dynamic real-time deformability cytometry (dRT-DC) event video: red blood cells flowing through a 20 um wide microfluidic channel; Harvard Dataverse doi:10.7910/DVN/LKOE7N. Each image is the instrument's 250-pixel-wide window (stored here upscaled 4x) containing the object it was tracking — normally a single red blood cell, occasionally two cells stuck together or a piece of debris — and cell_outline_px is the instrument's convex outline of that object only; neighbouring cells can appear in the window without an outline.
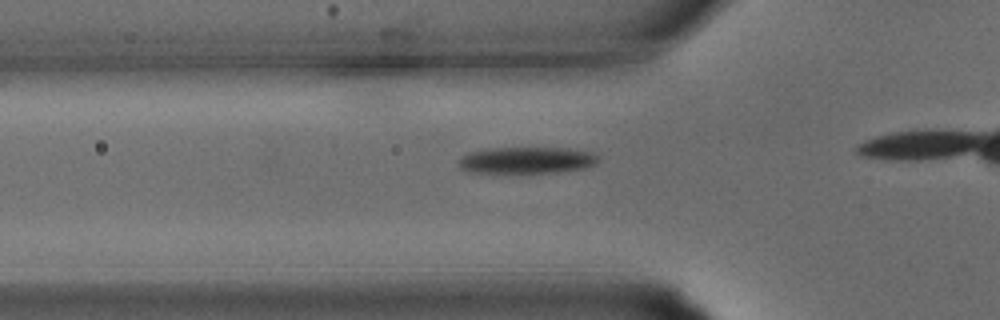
{"species": "common noctule bat (a hibernating species)", "species_latin": "Nyctalus noctula", "temperature_condition": "warm", "stored_images_in_passage": 5, "camera_frame_rate_fps": 3000, "um_per_image_px": 0.085, "animal": {"sex": "male", "body_mass_g": 15.6}, "frame": {"image": 1, "passage_image": 2, "time_ms": 0.333, "image_size_px": [1000, 320], "cell_outline_px": [[600, 160], [596, 164], [584, 168], [552, 172], [472, 172], [460, 168], [460, 160], [468, 152], [488, 148], [560, 148], [588, 152], [600, 156]], "centroid_in_image_um": [44.78, 13.61], "position_along_channel_um": 81.0, "area_um2": 21.15}}
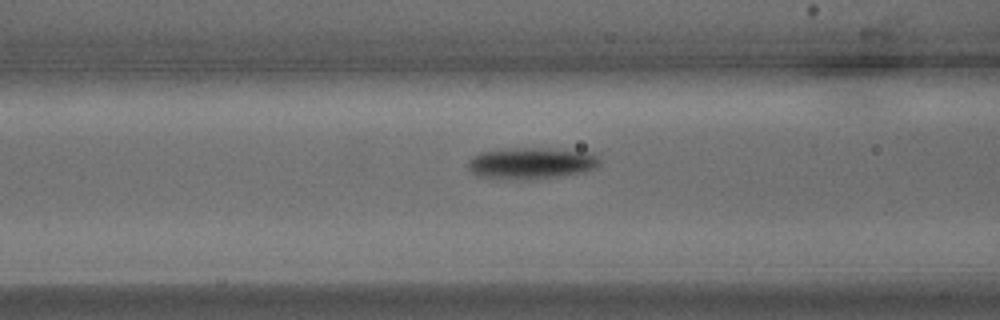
{"frame": {"image": 2, "passage_image": 4, "time_ms": 1.0, "image_size_px": [1000, 320], "cell_outline_px": [[600, 164], [596, 168], [584, 172], [560, 176], [476, 176], [468, 168], [468, 160], [472, 156], [480, 152], [512, 148], [536, 148], [592, 152], [600, 160]], "centroid_in_image_um": [45.21, 13.81], "position_along_channel_um": 121.4, "area_um2": 22.95}}